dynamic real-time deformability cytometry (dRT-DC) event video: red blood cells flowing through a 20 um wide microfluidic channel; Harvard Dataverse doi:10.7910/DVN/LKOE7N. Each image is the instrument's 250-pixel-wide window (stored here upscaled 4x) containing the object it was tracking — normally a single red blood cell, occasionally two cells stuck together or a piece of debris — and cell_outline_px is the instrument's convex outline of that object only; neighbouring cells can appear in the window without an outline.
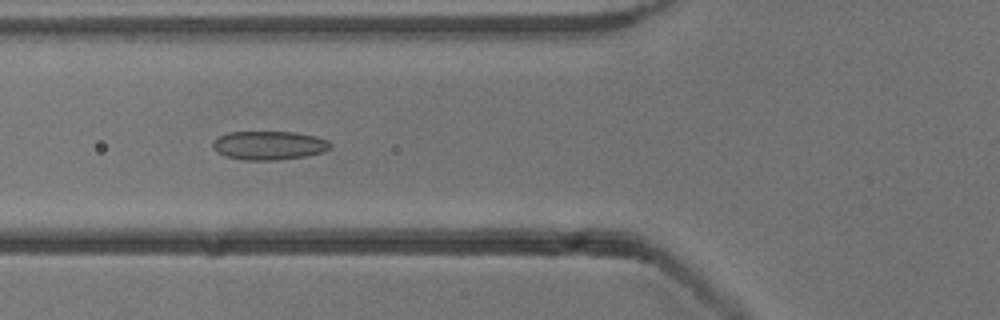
{"species": "common noctule bat (a hibernating species)", "species_latin": "Nyctalus noctula", "temperature_condition": "cold", "stored_images_in_passage": 37, "camera_frame_rate_fps": 3000, "um_per_image_px": 0.085, "animal": {"sex": "male", "body_mass_g": 13.3}, "frame": {"image": 1, "passage_image": 6, "time_ms": 1.667, "image_size_px": [1000, 320], "cell_outline_px": [[332, 144], [324, 152], [304, 156], [276, 160], [244, 160], [228, 156], [216, 152], [212, 148], [212, 144], [220, 136], [228, 132], [296, 132], [316, 136], [328, 140]], "centroid_in_image_um": [22.88, 12.35], "position_along_channel_um": 102.9, "area_um2": 19.59}}
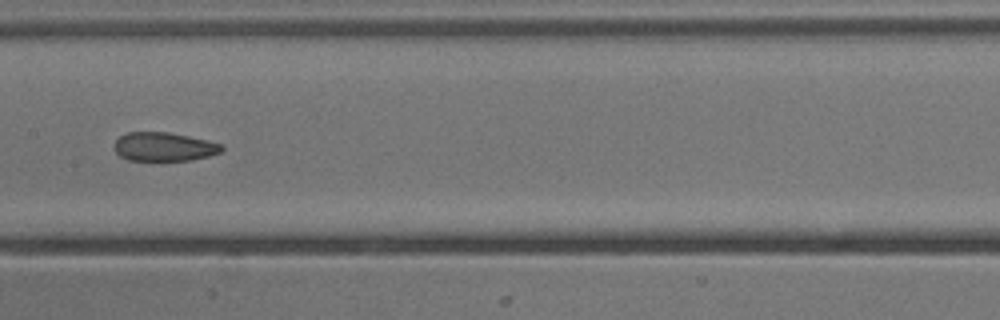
{"frame": {"image": 2, "passage_image": 13, "time_ms": 4.0, "image_size_px": [1000, 320], "cell_outline_px": [[224, 148], [220, 152], [208, 156], [192, 160], [128, 160], [120, 156], [116, 152], [112, 144], [120, 136], [128, 132], [168, 132], [208, 140], [220, 144]], "centroid_in_image_um": [13.91, 12.47], "position_along_channel_um": 193.5, "area_um2": 17.98}}
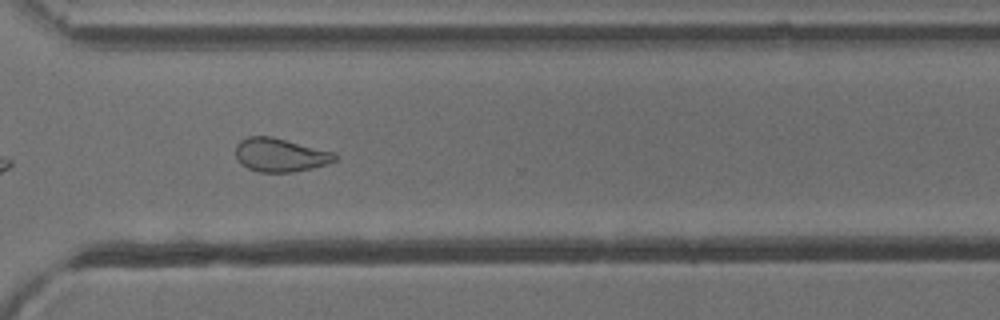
{"frame": {"image": 3, "passage_image": 25, "time_ms": 8.0, "image_size_px": [1000, 320], "cell_outline_px": [[336, 160], [328, 164], [312, 168], [292, 172], [260, 172], [248, 168], [240, 164], [236, 160], [236, 144], [240, 140], [248, 136], [272, 136], [336, 152]], "centroid_in_image_um": [23.81, 13.16], "position_along_channel_um": 346.8, "area_um2": 19.65}, "authors_computed_cell_mechanics": {"area_um2": 19.4786, "velocity_mm_per_s": 3.8511, "shape_relaxation_time_tau1_ms": null, "shape_relaxation_time_tau2_ms": 3.0015, "deformation_change_tau1": null, "deformation_change_tau2": 0.0847}}